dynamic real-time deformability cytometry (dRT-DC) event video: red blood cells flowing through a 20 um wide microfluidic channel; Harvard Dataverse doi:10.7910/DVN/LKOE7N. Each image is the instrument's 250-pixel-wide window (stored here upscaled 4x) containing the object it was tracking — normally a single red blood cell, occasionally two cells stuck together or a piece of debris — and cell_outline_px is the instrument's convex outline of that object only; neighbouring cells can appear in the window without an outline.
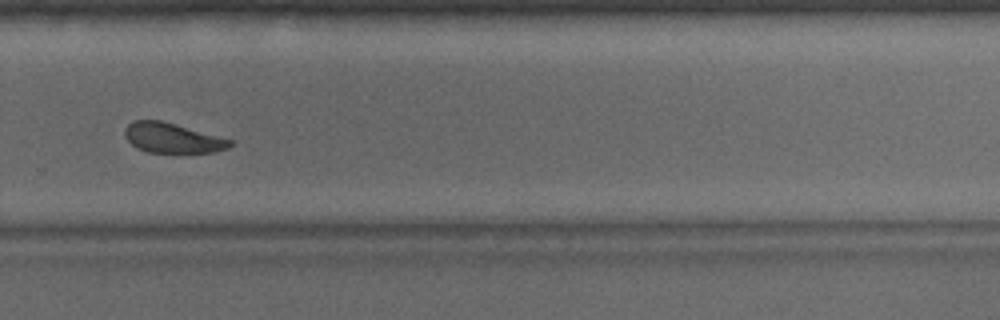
{"species": "common noctule bat (a hibernating species)", "species_latin": "Nyctalus noctula", "temperature_condition": "warm", "stored_images_in_passage": 38, "camera_frame_rate_fps": 3000, "um_per_image_px": 0.085, "animal": {"sex": "male", "body_mass_g": 15.6}, "frame": {"image": 1, "passage_image": 22, "time_ms": 7.0, "image_size_px": [1000, 320], "cell_outline_px": [[232, 144], [228, 148], [212, 152], [148, 152], [136, 148], [124, 136], [124, 128], [132, 120], [160, 120], [176, 124], [232, 140]], "centroid_in_image_um": [14.6, 11.72], "position_along_channel_um": 315.2, "area_um2": 18.21}, "authors_computed_cell_mechanics": {"area_um2": 19.9699, "velocity_mm_per_s": 3.8446, "shape_relaxation_time_tau1_ms": 3.0637, "shape_relaxation_time_tau2_ms": 0.92, "deformation_change_tau1": 0.1202, "deformation_change_tau2": 0.0605}}